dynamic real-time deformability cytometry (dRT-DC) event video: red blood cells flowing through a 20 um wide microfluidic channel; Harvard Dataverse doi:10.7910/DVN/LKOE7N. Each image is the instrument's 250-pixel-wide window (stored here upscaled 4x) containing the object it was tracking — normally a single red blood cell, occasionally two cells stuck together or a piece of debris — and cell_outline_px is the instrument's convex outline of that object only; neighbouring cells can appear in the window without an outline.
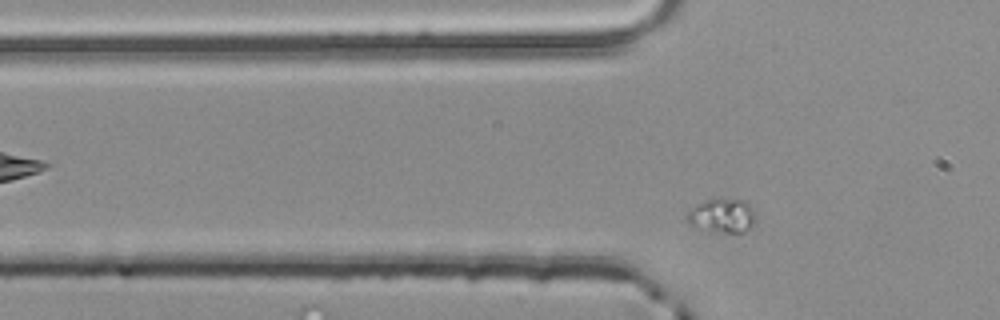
{"species": "common noctule bat (a hibernating species)", "species_latin": "Nyctalus noctula", "temperature_condition": "room temperature", "stored_images_in_passage": 4, "camera_frame_rate_fps": 3000, "um_per_image_px": 0.085, "animal": {"sex": "male", "body_mass_g": 20.4}, "frame": {"image": 1, "passage_image": 4, "time_ms": 1.0, "image_size_px": [1000, 320], "cell_outline_px": [[756, 220], [744, 232], [724, 232], [692, 228], [688, 224], [684, 216], [696, 204], [720, 196], [744, 200], [748, 204], [756, 216]], "centroid_in_image_um": [61.33, 18.3], "position_along_channel_um": 64.5, "area_um2": 13.99}}